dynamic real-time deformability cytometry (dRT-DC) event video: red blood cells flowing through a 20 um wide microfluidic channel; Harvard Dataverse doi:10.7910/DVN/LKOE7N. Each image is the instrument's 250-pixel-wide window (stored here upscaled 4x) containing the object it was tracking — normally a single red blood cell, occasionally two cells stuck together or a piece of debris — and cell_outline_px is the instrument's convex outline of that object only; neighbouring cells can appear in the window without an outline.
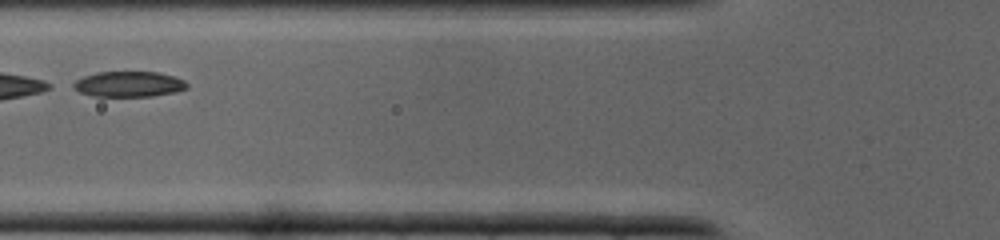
{"species": "common noctule bat (a hibernating species)", "species_latin": "Nyctalus noctula", "temperature_condition": "cold", "stored_images_in_passage": 23, "camera_frame_rate_fps": 3000, "um_per_image_px": 0.085, "animal": {"sex": "male", "body_mass_g": 19.0, "forearm_length_mm": 50.8}, "frame": {"image": 1, "passage_image": 7, "time_ms": 2.0, "image_size_px": [1000, 240], "cell_outline_px": [[188, 88], [176, 92], [152, 96], [92, 96], [80, 92], [72, 88], [72, 84], [76, 80], [84, 76], [96, 72], [156, 72], [172, 76], [184, 80], [188, 84]], "centroid_in_image_um": [10.94, 7.15], "position_along_channel_um": 114.9, "area_um2": 16.88}}
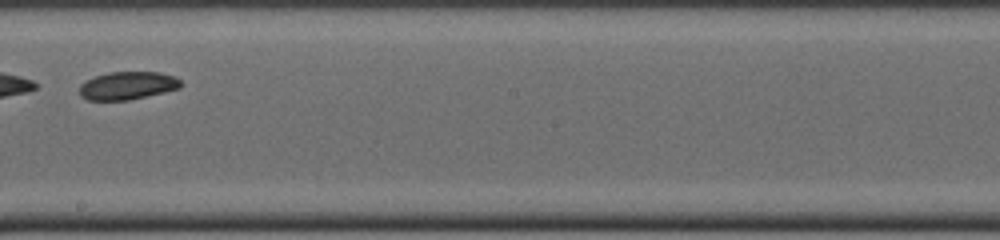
{"frame": {"image": 2, "passage_image": 14, "time_ms": 4.333, "image_size_px": [1000, 240], "cell_outline_px": [[184, 84], [180, 88], [128, 100], [88, 100], [80, 96], [80, 84], [96, 76], [108, 72], [160, 72], [176, 76]], "centroid_in_image_um": [10.87, 7.27], "position_along_channel_um": 237.3, "area_um2": 16.47}}
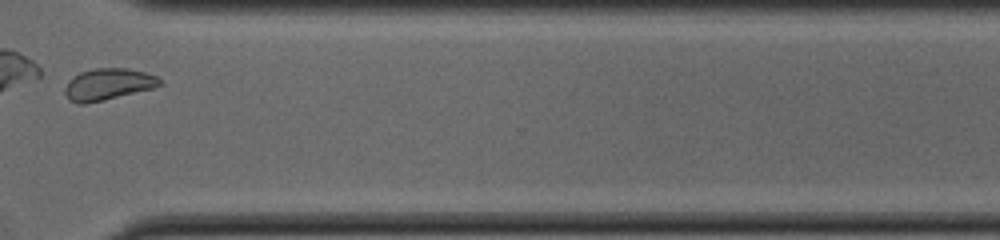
{"frame": {"image": 3, "passage_image": 21, "time_ms": 6.667, "image_size_px": [1000, 240], "cell_outline_px": [[160, 84], [152, 88], [104, 100], [84, 104], [76, 104], [68, 100], [64, 92], [64, 88], [68, 80], [72, 76], [80, 72], [96, 68], [128, 68], [144, 72], [156, 76], [160, 80]], "centroid_in_image_um": [9.1, 7.17], "position_along_channel_um": 361.5, "area_um2": 17.46}}